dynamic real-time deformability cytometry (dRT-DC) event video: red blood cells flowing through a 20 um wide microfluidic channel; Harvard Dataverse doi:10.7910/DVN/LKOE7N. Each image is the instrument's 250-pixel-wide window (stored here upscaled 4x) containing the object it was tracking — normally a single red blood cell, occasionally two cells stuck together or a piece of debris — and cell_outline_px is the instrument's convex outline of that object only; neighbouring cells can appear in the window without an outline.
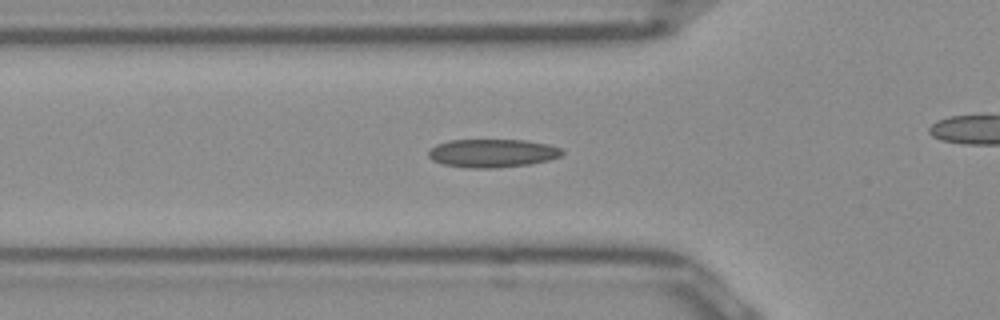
{"species": "Egyptian fruit bat (a non-hibernating species)", "species_latin": "Rousettus aegyptiacus", "temperature_condition": "room temperature", "stored_images_in_passage": 31, "camera_frame_rate_fps": 3000, "um_per_image_px": 0.085, "frame": {"image": 1, "passage_image": 7, "time_ms": 2.0, "image_size_px": [1000, 320], "cell_outline_px": [[564, 152], [560, 156], [548, 160], [532, 164], [496, 168], [468, 168], [444, 164], [432, 160], [428, 156], [428, 148], [436, 144], [448, 140], [524, 140], [548, 144], [560, 148]], "centroid_in_image_um": [41.82, 13.02], "position_along_channel_um": 84.0, "area_um2": 22.2}}
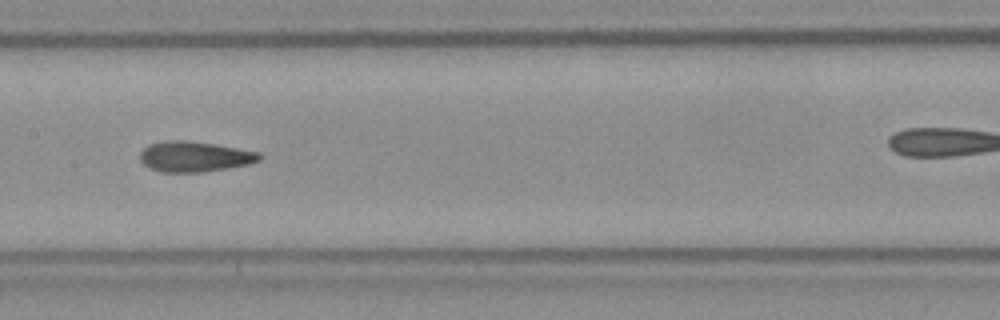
{"frame": {"image": 2, "passage_image": 15, "time_ms": 4.667, "image_size_px": [1000, 320], "cell_outline_px": [[260, 160], [248, 164], [228, 168], [204, 172], [160, 172], [148, 168], [140, 160], [140, 152], [148, 144], [168, 140], [184, 140], [212, 144], [260, 152]], "centroid_in_image_um": [16.49, 13.32], "position_along_channel_um": 190.9, "area_um2": 21.1}}
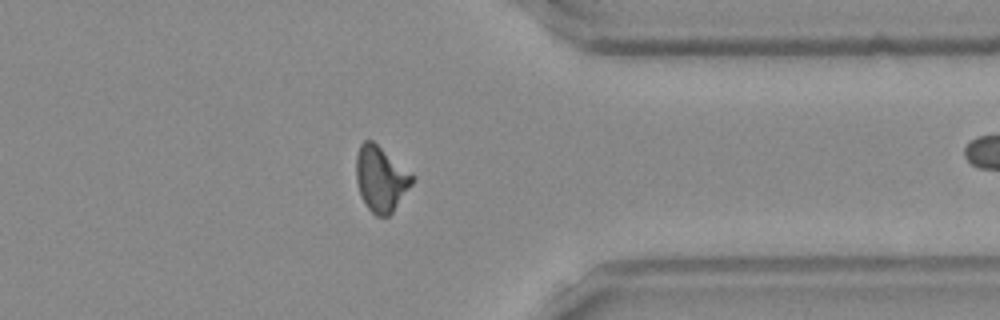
{"frame": {"image": 3, "passage_image": 30, "time_ms": 9.667, "image_size_px": [1000, 320], "cell_outline_px": [[416, 176], [412, 184], [392, 212], [388, 216], [376, 216], [368, 208], [360, 196], [356, 180], [356, 156], [360, 144], [364, 140], [372, 140]], "centroid_in_image_um": [32.37, 15.19], "position_along_channel_um": 379.0, "area_um2": 21.33}}